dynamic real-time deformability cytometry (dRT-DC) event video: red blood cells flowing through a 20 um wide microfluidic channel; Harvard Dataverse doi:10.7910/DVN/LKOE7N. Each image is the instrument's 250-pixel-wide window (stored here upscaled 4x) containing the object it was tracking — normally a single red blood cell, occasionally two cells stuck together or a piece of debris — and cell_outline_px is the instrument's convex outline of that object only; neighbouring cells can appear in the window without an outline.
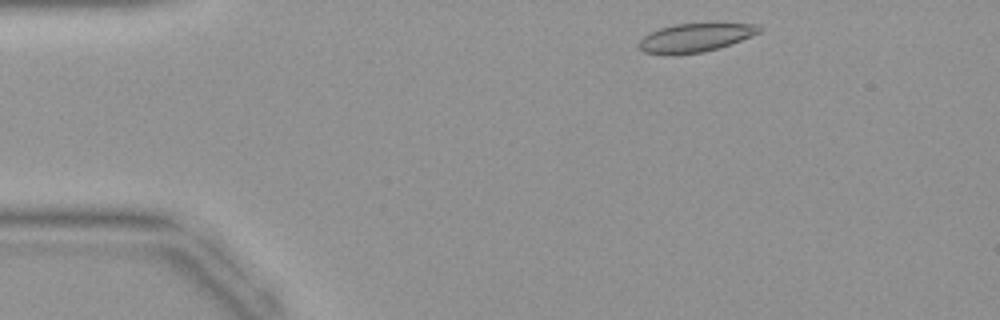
{"species": "common noctule bat (a hibernating species)", "species_latin": "Nyctalus noctula", "temperature_condition": "warm", "stored_images_in_passage": 38, "camera_frame_rate_fps": 3000, "um_per_image_px": 0.085, "animal": {"sex": "female", "body_mass_g": 19.9}, "frame": {"image": 1, "passage_image": 2, "time_ms": 0.333, "image_size_px": [1000, 320], "cell_outline_px": [[764, 28], [760, 32], [752, 36], [720, 48], [704, 52], [672, 56], [664, 56], [644, 52], [640, 48], [640, 40], [644, 36], [660, 28], [676, 24], [756, 24]], "centroid_in_image_um": [59.09, 3.24], "position_along_channel_um": 25.9, "area_um2": 20.11}}
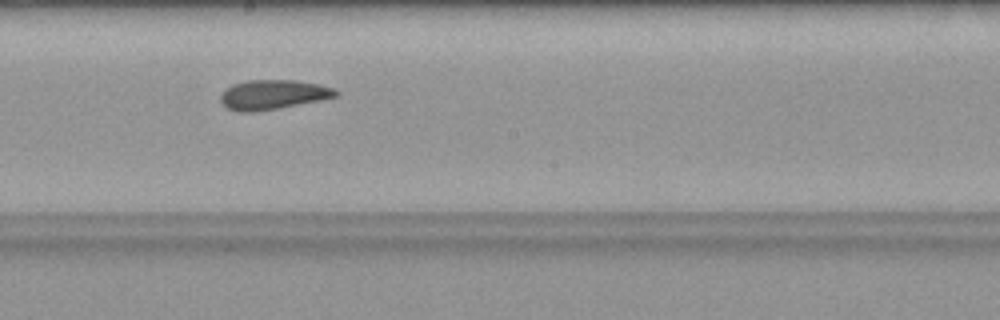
{"frame": {"image": 2, "passage_image": 19, "time_ms": 6.0, "image_size_px": [1000, 320], "cell_outline_px": [[340, 92], [336, 96], [324, 100], [280, 108], [252, 112], [240, 112], [228, 108], [220, 100], [220, 96], [232, 84], [248, 80], [296, 80], [316, 84], [332, 88]], "centroid_in_image_um": [23.23, 8.05], "position_along_channel_um": 225.0, "area_um2": 19.77}}
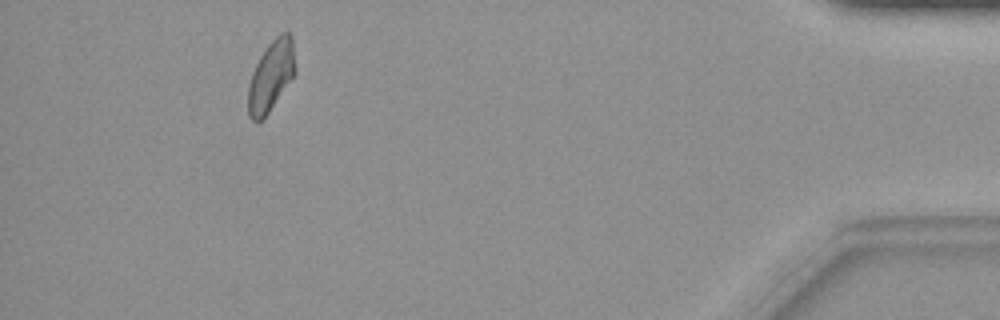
{"frame": {"image": 3, "passage_image": 35, "time_ms": 11.333, "image_size_px": [1000, 320], "cell_outline_px": [[296, 72], [268, 112], [256, 124], [248, 116], [248, 84], [252, 72], [260, 56], [268, 44], [276, 36], [284, 32], [288, 32], [292, 36], [296, 68]], "centroid_in_image_um": [23.03, 6.44], "position_along_channel_um": 412.2, "area_um2": 19.25}}